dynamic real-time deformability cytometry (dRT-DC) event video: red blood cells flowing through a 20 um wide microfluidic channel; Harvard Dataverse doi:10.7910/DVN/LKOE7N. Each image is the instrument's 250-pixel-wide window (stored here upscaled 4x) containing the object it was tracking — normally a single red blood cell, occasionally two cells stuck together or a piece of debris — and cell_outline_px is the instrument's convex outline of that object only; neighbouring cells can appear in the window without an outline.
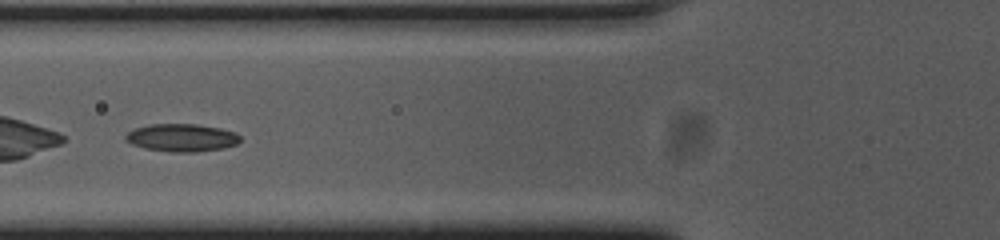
{"species": "common noctule bat (a hibernating species)", "species_latin": "Nyctalus noctula", "temperature_condition": "cold", "stored_images_in_passage": 45, "camera_frame_rate_fps": 3000, "um_per_image_px": 0.085, "animal": {"sex": "female", "body_mass_g": 23.0, "forearm_length_mm": 53.4}, "frame": {"image": 1, "passage_image": 12, "time_ms": 3.667, "image_size_px": [1000, 240], "cell_outline_px": [[240, 140], [236, 144], [224, 148], [196, 152], [172, 152], [144, 148], [132, 144], [124, 140], [124, 136], [128, 132], [136, 128], [148, 124], [196, 124], [220, 128], [236, 132], [240, 136]], "centroid_in_image_um": [15.44, 11.7], "position_along_channel_um": 110.4, "area_um2": 18.61}}
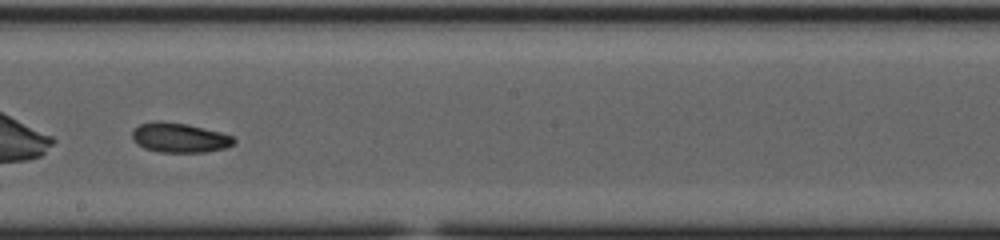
{"frame": {"image": 2, "passage_image": 22, "time_ms": 7.0, "image_size_px": [1000, 240], "cell_outline_px": [[236, 140], [232, 144], [224, 148], [204, 152], [156, 152], [144, 148], [136, 144], [132, 140], [132, 132], [140, 124], [156, 120], [160, 120], [188, 124], [220, 132], [232, 136]], "centroid_in_image_um": [15.21, 11.7], "position_along_channel_um": 233.0, "area_um2": 17.63}}
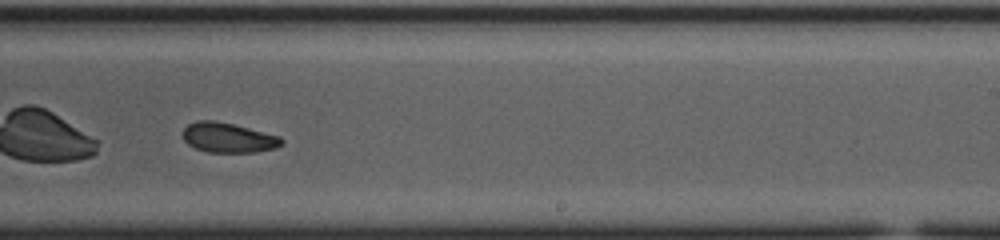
{"frame": {"image": 3, "passage_image": 25, "time_ms": 8.0, "image_size_px": [1000, 240], "cell_outline_px": [[284, 144], [276, 148], [256, 152], [208, 152], [196, 148], [188, 144], [184, 140], [184, 128], [188, 124], [196, 120], [212, 120], [232, 124], [280, 136], [284, 140]], "centroid_in_image_um": [19.42, 11.7], "position_along_channel_um": 269.6, "area_um2": 17.11}, "authors_computed_cell_mechanics": {"area_um2": 17.918, "velocity_mm_per_s": 3.6879, "shape_relaxation_time_tau1_ms": 7.4617, "shape_relaxation_time_tau2_ms": 6.2725, "deformation_change_tau1": 0.1569, "deformation_change_tau2": 0.1201}}